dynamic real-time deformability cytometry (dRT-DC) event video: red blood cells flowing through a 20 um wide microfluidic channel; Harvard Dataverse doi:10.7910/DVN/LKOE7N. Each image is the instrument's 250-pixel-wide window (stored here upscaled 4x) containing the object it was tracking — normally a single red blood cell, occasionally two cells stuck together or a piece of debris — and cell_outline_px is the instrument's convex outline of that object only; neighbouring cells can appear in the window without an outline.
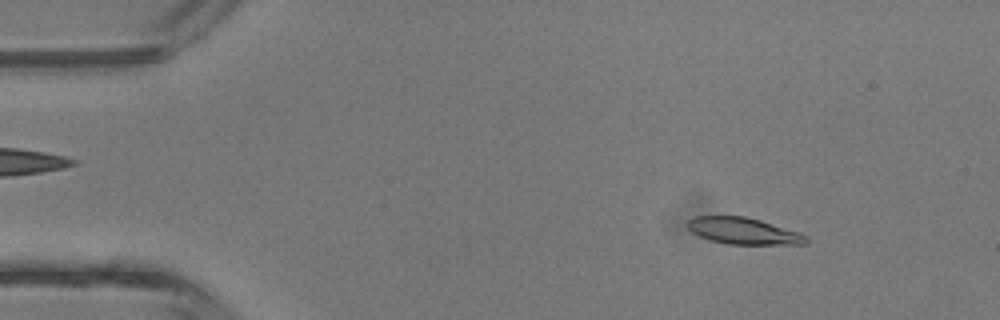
{"species": "common noctule bat (a hibernating species)", "species_latin": "Nyctalus noctula", "temperature_condition": "room temperature", "stored_images_in_passage": 43, "camera_frame_rate_fps": 3000, "um_per_image_px": 0.085, "animal": {"sex": "male", "body_mass_g": 13.3}, "frame": {"image": 1, "passage_image": 5, "time_ms": 1.333, "image_size_px": [1000, 320], "cell_outline_px": [[808, 240], [804, 244], [728, 244], [712, 240], [700, 236], [692, 232], [688, 228], [688, 220], [696, 216], [744, 216], [760, 220], [808, 236]], "centroid_in_image_um": [63.17, 19.63], "position_along_channel_um": 21.8, "area_um2": 17.98}}
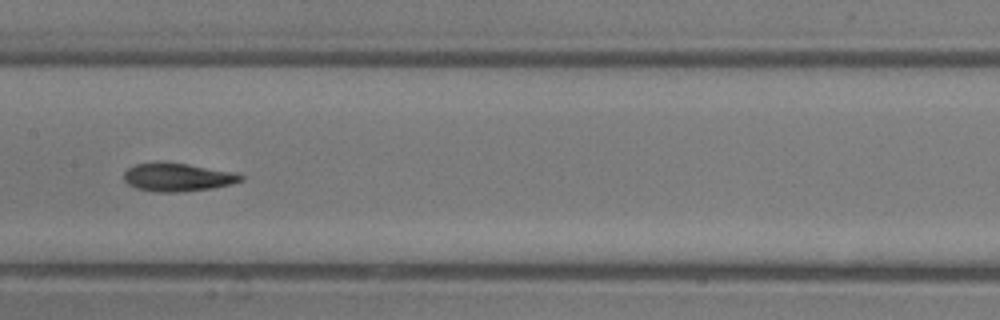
{"frame": {"image": 2, "passage_image": 21, "time_ms": 6.667, "image_size_px": [1000, 320], "cell_outline_px": [[244, 180], [232, 184], [212, 188], [180, 192], [156, 192], [136, 188], [128, 184], [124, 180], [124, 172], [128, 168], [136, 164], [188, 164], [232, 172], [244, 176]], "centroid_in_image_um": [15.12, 15.1], "position_along_channel_um": 192.3, "area_um2": 18.73}}
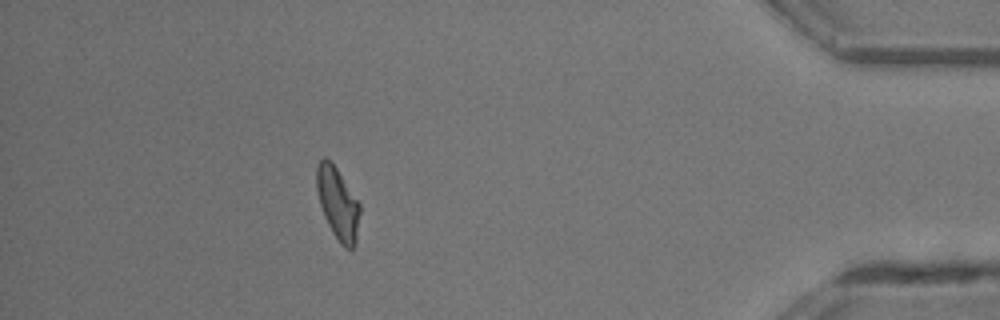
{"frame": {"image": 3, "passage_image": 38, "time_ms": 12.333, "image_size_px": [1000, 320], "cell_outline_px": [[360, 212], [356, 244], [352, 248], [344, 248], [340, 244], [332, 232], [324, 216], [320, 204], [316, 188], [316, 164], [324, 156], [336, 168], [360, 204]], "centroid_in_image_um": [28.7, 17.31], "position_along_channel_um": 406.5, "area_um2": 18.03}, "authors_computed_cell_mechanics": {"area_um2": 18.6116, "velocity_mm_per_s": 4.7286, "shape_relaxation_time_tau1_ms": 2.3961, "shape_relaxation_time_tau2_ms": 3.4047, "deformation_change_tau1": 0.1429, "deformation_change_tau2": 0.099}}